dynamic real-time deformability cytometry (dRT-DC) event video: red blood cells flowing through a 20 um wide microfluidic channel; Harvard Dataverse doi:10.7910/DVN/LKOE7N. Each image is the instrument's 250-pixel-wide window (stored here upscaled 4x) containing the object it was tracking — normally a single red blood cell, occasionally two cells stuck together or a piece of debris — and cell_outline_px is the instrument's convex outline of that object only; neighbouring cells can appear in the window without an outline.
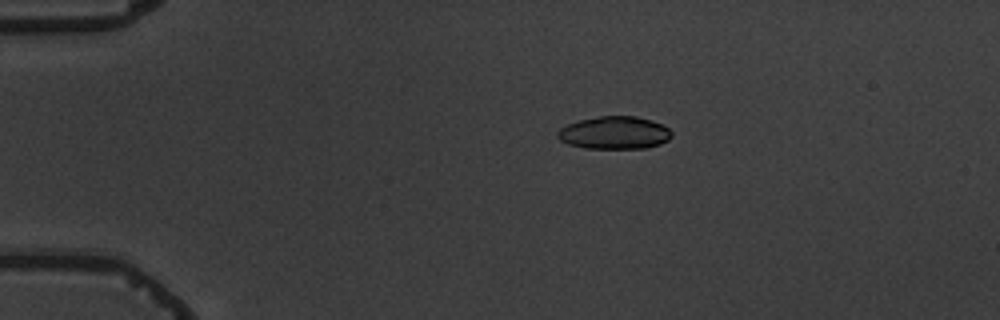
{"species": "common noctule bat (a hibernating species)", "species_latin": "Nyctalus noctula", "temperature_condition": "warm", "stored_images_in_passage": 2, "camera_frame_rate_fps": 3000, "um_per_image_px": 0.085, "animal": {"sex": "male", "body_mass_g": 19.5, "forearm_length_mm": 54.6}, "frame": {"image": 1, "passage_image": 1, "time_ms": 0.0, "image_size_px": [1000, 320], "cell_outline_px": [[672, 136], [668, 140], [660, 144], [648, 148], [584, 148], [568, 144], [560, 140], [556, 136], [556, 132], [560, 128], [568, 124], [580, 120], [600, 116], [636, 116], [652, 120], [664, 124], [672, 132]], "centroid_in_image_um": [52.25, 11.28], "position_along_channel_um": 32.8, "area_um2": 21.91}}